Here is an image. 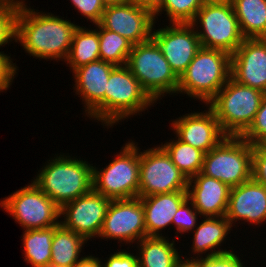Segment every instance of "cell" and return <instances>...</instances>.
Returning <instances> with one entry per match:
<instances>
[{
	"mask_svg": "<svg viewBox=\"0 0 266 267\" xmlns=\"http://www.w3.org/2000/svg\"><path fill=\"white\" fill-rule=\"evenodd\" d=\"M98 24L136 45L152 38L155 19L150 10L127 2L106 6Z\"/></svg>",
	"mask_w": 266,
	"mask_h": 267,
	"instance_id": "cell-16",
	"label": "cell"
},
{
	"mask_svg": "<svg viewBox=\"0 0 266 267\" xmlns=\"http://www.w3.org/2000/svg\"><path fill=\"white\" fill-rule=\"evenodd\" d=\"M203 112L194 111L171 120L175 136L205 154L216 147L226 135L220 128L214 112L206 105Z\"/></svg>",
	"mask_w": 266,
	"mask_h": 267,
	"instance_id": "cell-17",
	"label": "cell"
},
{
	"mask_svg": "<svg viewBox=\"0 0 266 267\" xmlns=\"http://www.w3.org/2000/svg\"><path fill=\"white\" fill-rule=\"evenodd\" d=\"M0 206L24 230L46 229L60 224V207L32 181L0 200Z\"/></svg>",
	"mask_w": 266,
	"mask_h": 267,
	"instance_id": "cell-9",
	"label": "cell"
},
{
	"mask_svg": "<svg viewBox=\"0 0 266 267\" xmlns=\"http://www.w3.org/2000/svg\"><path fill=\"white\" fill-rule=\"evenodd\" d=\"M231 78L266 94V38H245L231 54Z\"/></svg>",
	"mask_w": 266,
	"mask_h": 267,
	"instance_id": "cell-18",
	"label": "cell"
},
{
	"mask_svg": "<svg viewBox=\"0 0 266 267\" xmlns=\"http://www.w3.org/2000/svg\"><path fill=\"white\" fill-rule=\"evenodd\" d=\"M86 243L81 235L65 229L61 224L54 226L50 263L72 267L83 257L80 254Z\"/></svg>",
	"mask_w": 266,
	"mask_h": 267,
	"instance_id": "cell-26",
	"label": "cell"
},
{
	"mask_svg": "<svg viewBox=\"0 0 266 267\" xmlns=\"http://www.w3.org/2000/svg\"><path fill=\"white\" fill-rule=\"evenodd\" d=\"M72 267H101V258L94 255H84L75 265Z\"/></svg>",
	"mask_w": 266,
	"mask_h": 267,
	"instance_id": "cell-39",
	"label": "cell"
},
{
	"mask_svg": "<svg viewBox=\"0 0 266 267\" xmlns=\"http://www.w3.org/2000/svg\"><path fill=\"white\" fill-rule=\"evenodd\" d=\"M21 0L16 22V43L33 58L65 61L77 23L53 13L32 9ZM36 10V11H35ZM75 23V24H74ZM41 58V59H40Z\"/></svg>",
	"mask_w": 266,
	"mask_h": 267,
	"instance_id": "cell-1",
	"label": "cell"
},
{
	"mask_svg": "<svg viewBox=\"0 0 266 267\" xmlns=\"http://www.w3.org/2000/svg\"><path fill=\"white\" fill-rule=\"evenodd\" d=\"M202 5H225L232 4L233 0H200Z\"/></svg>",
	"mask_w": 266,
	"mask_h": 267,
	"instance_id": "cell-42",
	"label": "cell"
},
{
	"mask_svg": "<svg viewBox=\"0 0 266 267\" xmlns=\"http://www.w3.org/2000/svg\"><path fill=\"white\" fill-rule=\"evenodd\" d=\"M111 199L93 189L60 208V224L81 235L87 242L98 238Z\"/></svg>",
	"mask_w": 266,
	"mask_h": 267,
	"instance_id": "cell-13",
	"label": "cell"
},
{
	"mask_svg": "<svg viewBox=\"0 0 266 267\" xmlns=\"http://www.w3.org/2000/svg\"><path fill=\"white\" fill-rule=\"evenodd\" d=\"M198 215L201 217L192 202L187 198L173 216L172 225L176 227V236L180 235L181 237L182 234L192 232L198 224Z\"/></svg>",
	"mask_w": 266,
	"mask_h": 267,
	"instance_id": "cell-32",
	"label": "cell"
},
{
	"mask_svg": "<svg viewBox=\"0 0 266 267\" xmlns=\"http://www.w3.org/2000/svg\"><path fill=\"white\" fill-rule=\"evenodd\" d=\"M132 47L133 44L126 38L99 25L100 60L115 66L127 65Z\"/></svg>",
	"mask_w": 266,
	"mask_h": 267,
	"instance_id": "cell-29",
	"label": "cell"
},
{
	"mask_svg": "<svg viewBox=\"0 0 266 267\" xmlns=\"http://www.w3.org/2000/svg\"><path fill=\"white\" fill-rule=\"evenodd\" d=\"M160 146L170 156L174 165L186 176L187 179L199 174L203 168L205 153L194 148L177 137L175 140L161 142Z\"/></svg>",
	"mask_w": 266,
	"mask_h": 267,
	"instance_id": "cell-28",
	"label": "cell"
},
{
	"mask_svg": "<svg viewBox=\"0 0 266 267\" xmlns=\"http://www.w3.org/2000/svg\"><path fill=\"white\" fill-rule=\"evenodd\" d=\"M21 0H0V47L16 42V22ZM4 52V51H0Z\"/></svg>",
	"mask_w": 266,
	"mask_h": 267,
	"instance_id": "cell-31",
	"label": "cell"
},
{
	"mask_svg": "<svg viewBox=\"0 0 266 267\" xmlns=\"http://www.w3.org/2000/svg\"><path fill=\"white\" fill-rule=\"evenodd\" d=\"M155 103L127 65L115 66L105 90V127L113 128L125 119L140 116Z\"/></svg>",
	"mask_w": 266,
	"mask_h": 267,
	"instance_id": "cell-7",
	"label": "cell"
},
{
	"mask_svg": "<svg viewBox=\"0 0 266 267\" xmlns=\"http://www.w3.org/2000/svg\"><path fill=\"white\" fill-rule=\"evenodd\" d=\"M127 67L156 103L165 97V94L177 95L179 78L152 38L133 45Z\"/></svg>",
	"mask_w": 266,
	"mask_h": 267,
	"instance_id": "cell-6",
	"label": "cell"
},
{
	"mask_svg": "<svg viewBox=\"0 0 266 267\" xmlns=\"http://www.w3.org/2000/svg\"><path fill=\"white\" fill-rule=\"evenodd\" d=\"M225 217L232 227L240 221L255 226L266 223V186L251 178L231 188Z\"/></svg>",
	"mask_w": 266,
	"mask_h": 267,
	"instance_id": "cell-19",
	"label": "cell"
},
{
	"mask_svg": "<svg viewBox=\"0 0 266 267\" xmlns=\"http://www.w3.org/2000/svg\"><path fill=\"white\" fill-rule=\"evenodd\" d=\"M204 175L230 188L252 178V145L242 137L226 136L204 156Z\"/></svg>",
	"mask_w": 266,
	"mask_h": 267,
	"instance_id": "cell-8",
	"label": "cell"
},
{
	"mask_svg": "<svg viewBox=\"0 0 266 267\" xmlns=\"http://www.w3.org/2000/svg\"><path fill=\"white\" fill-rule=\"evenodd\" d=\"M175 243L167 236L144 237L136 243L139 267H174L182 255Z\"/></svg>",
	"mask_w": 266,
	"mask_h": 267,
	"instance_id": "cell-23",
	"label": "cell"
},
{
	"mask_svg": "<svg viewBox=\"0 0 266 267\" xmlns=\"http://www.w3.org/2000/svg\"><path fill=\"white\" fill-rule=\"evenodd\" d=\"M184 257V258H182ZM177 262L174 264V267H199V258H188L182 255Z\"/></svg>",
	"mask_w": 266,
	"mask_h": 267,
	"instance_id": "cell-41",
	"label": "cell"
},
{
	"mask_svg": "<svg viewBox=\"0 0 266 267\" xmlns=\"http://www.w3.org/2000/svg\"><path fill=\"white\" fill-rule=\"evenodd\" d=\"M152 30V39L157 43L175 75L180 76L201 48L200 40L191 24L169 23Z\"/></svg>",
	"mask_w": 266,
	"mask_h": 267,
	"instance_id": "cell-15",
	"label": "cell"
},
{
	"mask_svg": "<svg viewBox=\"0 0 266 267\" xmlns=\"http://www.w3.org/2000/svg\"><path fill=\"white\" fill-rule=\"evenodd\" d=\"M241 137L252 146L266 143V94L263 96L253 123Z\"/></svg>",
	"mask_w": 266,
	"mask_h": 267,
	"instance_id": "cell-33",
	"label": "cell"
},
{
	"mask_svg": "<svg viewBox=\"0 0 266 267\" xmlns=\"http://www.w3.org/2000/svg\"><path fill=\"white\" fill-rule=\"evenodd\" d=\"M231 188L202 172L188 179L187 194L202 217L225 216Z\"/></svg>",
	"mask_w": 266,
	"mask_h": 267,
	"instance_id": "cell-20",
	"label": "cell"
},
{
	"mask_svg": "<svg viewBox=\"0 0 266 267\" xmlns=\"http://www.w3.org/2000/svg\"><path fill=\"white\" fill-rule=\"evenodd\" d=\"M40 267H71V266L57 265V264L49 263V264H45L44 266H40Z\"/></svg>",
	"mask_w": 266,
	"mask_h": 267,
	"instance_id": "cell-44",
	"label": "cell"
},
{
	"mask_svg": "<svg viewBox=\"0 0 266 267\" xmlns=\"http://www.w3.org/2000/svg\"><path fill=\"white\" fill-rule=\"evenodd\" d=\"M201 6L200 0H161L159 8L153 13L155 23L158 16L166 12L169 23L190 24Z\"/></svg>",
	"mask_w": 266,
	"mask_h": 267,
	"instance_id": "cell-30",
	"label": "cell"
},
{
	"mask_svg": "<svg viewBox=\"0 0 266 267\" xmlns=\"http://www.w3.org/2000/svg\"><path fill=\"white\" fill-rule=\"evenodd\" d=\"M77 12L90 23L98 24L105 10V5L101 0H69Z\"/></svg>",
	"mask_w": 266,
	"mask_h": 267,
	"instance_id": "cell-34",
	"label": "cell"
},
{
	"mask_svg": "<svg viewBox=\"0 0 266 267\" xmlns=\"http://www.w3.org/2000/svg\"><path fill=\"white\" fill-rule=\"evenodd\" d=\"M188 198L187 191L140 197L144 209L146 237H164L162 230L172 225L173 216Z\"/></svg>",
	"mask_w": 266,
	"mask_h": 267,
	"instance_id": "cell-21",
	"label": "cell"
},
{
	"mask_svg": "<svg viewBox=\"0 0 266 267\" xmlns=\"http://www.w3.org/2000/svg\"><path fill=\"white\" fill-rule=\"evenodd\" d=\"M102 3L106 6H110V5H117V4H123V3H127L128 0H101Z\"/></svg>",
	"mask_w": 266,
	"mask_h": 267,
	"instance_id": "cell-43",
	"label": "cell"
},
{
	"mask_svg": "<svg viewBox=\"0 0 266 267\" xmlns=\"http://www.w3.org/2000/svg\"><path fill=\"white\" fill-rule=\"evenodd\" d=\"M252 178L266 186V143L252 146Z\"/></svg>",
	"mask_w": 266,
	"mask_h": 267,
	"instance_id": "cell-36",
	"label": "cell"
},
{
	"mask_svg": "<svg viewBox=\"0 0 266 267\" xmlns=\"http://www.w3.org/2000/svg\"><path fill=\"white\" fill-rule=\"evenodd\" d=\"M190 24L197 33L201 47L233 54L245 39L232 4L202 5Z\"/></svg>",
	"mask_w": 266,
	"mask_h": 267,
	"instance_id": "cell-10",
	"label": "cell"
},
{
	"mask_svg": "<svg viewBox=\"0 0 266 267\" xmlns=\"http://www.w3.org/2000/svg\"><path fill=\"white\" fill-rule=\"evenodd\" d=\"M139 142L132 139L125 143L115 159L105 168L93 166V190L111 200L138 197L140 174Z\"/></svg>",
	"mask_w": 266,
	"mask_h": 267,
	"instance_id": "cell-5",
	"label": "cell"
},
{
	"mask_svg": "<svg viewBox=\"0 0 266 267\" xmlns=\"http://www.w3.org/2000/svg\"><path fill=\"white\" fill-rule=\"evenodd\" d=\"M230 78L231 54L201 47L180 76L177 94H186L206 105Z\"/></svg>",
	"mask_w": 266,
	"mask_h": 267,
	"instance_id": "cell-3",
	"label": "cell"
},
{
	"mask_svg": "<svg viewBox=\"0 0 266 267\" xmlns=\"http://www.w3.org/2000/svg\"><path fill=\"white\" fill-rule=\"evenodd\" d=\"M111 253L109 258L106 260L101 259V267H139L138 264V254L132 251H126L125 248L121 251Z\"/></svg>",
	"mask_w": 266,
	"mask_h": 267,
	"instance_id": "cell-38",
	"label": "cell"
},
{
	"mask_svg": "<svg viewBox=\"0 0 266 267\" xmlns=\"http://www.w3.org/2000/svg\"><path fill=\"white\" fill-rule=\"evenodd\" d=\"M128 2L135 6L143 7L154 13L161 3V0H128Z\"/></svg>",
	"mask_w": 266,
	"mask_h": 267,
	"instance_id": "cell-40",
	"label": "cell"
},
{
	"mask_svg": "<svg viewBox=\"0 0 266 267\" xmlns=\"http://www.w3.org/2000/svg\"><path fill=\"white\" fill-rule=\"evenodd\" d=\"M93 164L57 153L37 172L32 182L60 208L93 189Z\"/></svg>",
	"mask_w": 266,
	"mask_h": 267,
	"instance_id": "cell-2",
	"label": "cell"
},
{
	"mask_svg": "<svg viewBox=\"0 0 266 267\" xmlns=\"http://www.w3.org/2000/svg\"><path fill=\"white\" fill-rule=\"evenodd\" d=\"M202 222L199 221L197 226L191 232L193 233V242L190 245L191 253L189 258H202L214 255L224 254L234 251L231 247L230 250L221 248L227 242L228 234L231 233L232 226L230 221L225 217H202ZM218 249V250H217ZM194 253V254H193ZM207 253V254H206ZM201 254V255H200ZM204 254V256H202ZM206 254V255H205ZM195 255V257H194ZM197 255V256H196Z\"/></svg>",
	"mask_w": 266,
	"mask_h": 267,
	"instance_id": "cell-22",
	"label": "cell"
},
{
	"mask_svg": "<svg viewBox=\"0 0 266 267\" xmlns=\"http://www.w3.org/2000/svg\"><path fill=\"white\" fill-rule=\"evenodd\" d=\"M96 29L78 25L72 37L70 51L64 61L69 70L100 60L99 53V24Z\"/></svg>",
	"mask_w": 266,
	"mask_h": 267,
	"instance_id": "cell-24",
	"label": "cell"
},
{
	"mask_svg": "<svg viewBox=\"0 0 266 267\" xmlns=\"http://www.w3.org/2000/svg\"><path fill=\"white\" fill-rule=\"evenodd\" d=\"M232 6L244 38H266V0H233Z\"/></svg>",
	"mask_w": 266,
	"mask_h": 267,
	"instance_id": "cell-25",
	"label": "cell"
},
{
	"mask_svg": "<svg viewBox=\"0 0 266 267\" xmlns=\"http://www.w3.org/2000/svg\"><path fill=\"white\" fill-rule=\"evenodd\" d=\"M22 246L24 262L31 267H40L51 261V245L54 226L46 229L23 230Z\"/></svg>",
	"mask_w": 266,
	"mask_h": 267,
	"instance_id": "cell-27",
	"label": "cell"
},
{
	"mask_svg": "<svg viewBox=\"0 0 266 267\" xmlns=\"http://www.w3.org/2000/svg\"><path fill=\"white\" fill-rule=\"evenodd\" d=\"M115 65L98 60L82 65L72 71L73 89L84 105L87 118L105 126V90L110 73ZM85 107V108H84Z\"/></svg>",
	"mask_w": 266,
	"mask_h": 267,
	"instance_id": "cell-14",
	"label": "cell"
},
{
	"mask_svg": "<svg viewBox=\"0 0 266 267\" xmlns=\"http://www.w3.org/2000/svg\"><path fill=\"white\" fill-rule=\"evenodd\" d=\"M199 267H246L237 252L231 251L210 257H200Z\"/></svg>",
	"mask_w": 266,
	"mask_h": 267,
	"instance_id": "cell-35",
	"label": "cell"
},
{
	"mask_svg": "<svg viewBox=\"0 0 266 267\" xmlns=\"http://www.w3.org/2000/svg\"><path fill=\"white\" fill-rule=\"evenodd\" d=\"M187 186L188 179L160 145L140 150L138 197L187 191Z\"/></svg>",
	"mask_w": 266,
	"mask_h": 267,
	"instance_id": "cell-11",
	"label": "cell"
},
{
	"mask_svg": "<svg viewBox=\"0 0 266 267\" xmlns=\"http://www.w3.org/2000/svg\"><path fill=\"white\" fill-rule=\"evenodd\" d=\"M14 58L4 52H0V93L7 91L12 85L15 76L18 74V66L13 63Z\"/></svg>",
	"mask_w": 266,
	"mask_h": 267,
	"instance_id": "cell-37",
	"label": "cell"
},
{
	"mask_svg": "<svg viewBox=\"0 0 266 267\" xmlns=\"http://www.w3.org/2000/svg\"><path fill=\"white\" fill-rule=\"evenodd\" d=\"M264 94L230 78L206 105L226 136L241 137L253 123Z\"/></svg>",
	"mask_w": 266,
	"mask_h": 267,
	"instance_id": "cell-4",
	"label": "cell"
},
{
	"mask_svg": "<svg viewBox=\"0 0 266 267\" xmlns=\"http://www.w3.org/2000/svg\"><path fill=\"white\" fill-rule=\"evenodd\" d=\"M146 237L144 209L140 197L112 200L98 239L117 240L128 246ZM132 243V244H131Z\"/></svg>",
	"mask_w": 266,
	"mask_h": 267,
	"instance_id": "cell-12",
	"label": "cell"
}]
</instances>
